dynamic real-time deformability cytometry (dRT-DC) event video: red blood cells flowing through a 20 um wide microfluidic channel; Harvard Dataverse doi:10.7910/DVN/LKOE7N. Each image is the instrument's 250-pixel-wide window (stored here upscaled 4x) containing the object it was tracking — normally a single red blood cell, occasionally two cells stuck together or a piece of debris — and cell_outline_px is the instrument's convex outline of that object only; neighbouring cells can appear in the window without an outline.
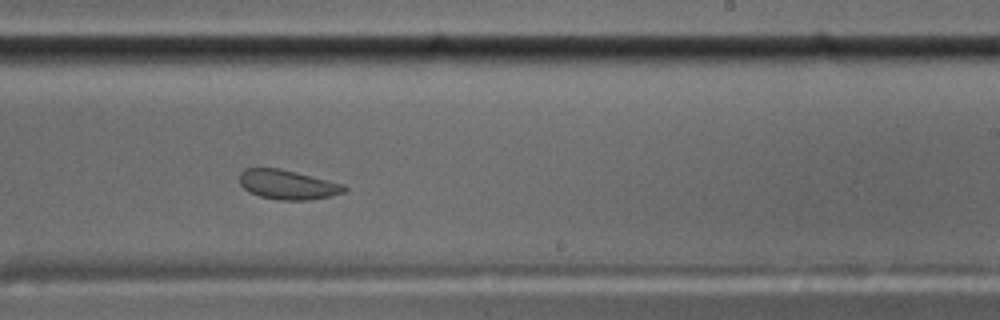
{"species": "common noctule bat (a hibernating species)", "species_latin": "Nyctalus noctula", "temperature_condition": "cold", "stored_images_in_passage": 53, "segment_of_instrument_passage": [1, 2], "camera_frame_rate_fps": 3000, "um_per_image_px": 0.085, "animal": {"sex": "male", "body_mass_g": 17.5, "forearm_length_mm": 52.3}, "frame": {"image": 1, "passage_image": 31, "time_ms": 10.0, "image_size_px": [1000, 320], "cell_outline_px": [[348, 188], [344, 192], [328, 196], [308, 200], [280, 200], [260, 196], [248, 192], [240, 184], [240, 172], [244, 168], [280, 168], [344, 184]], "centroid_in_image_um": [24.43, 15.69], "position_along_channel_um": 264.6, "area_um2": 17.92}}